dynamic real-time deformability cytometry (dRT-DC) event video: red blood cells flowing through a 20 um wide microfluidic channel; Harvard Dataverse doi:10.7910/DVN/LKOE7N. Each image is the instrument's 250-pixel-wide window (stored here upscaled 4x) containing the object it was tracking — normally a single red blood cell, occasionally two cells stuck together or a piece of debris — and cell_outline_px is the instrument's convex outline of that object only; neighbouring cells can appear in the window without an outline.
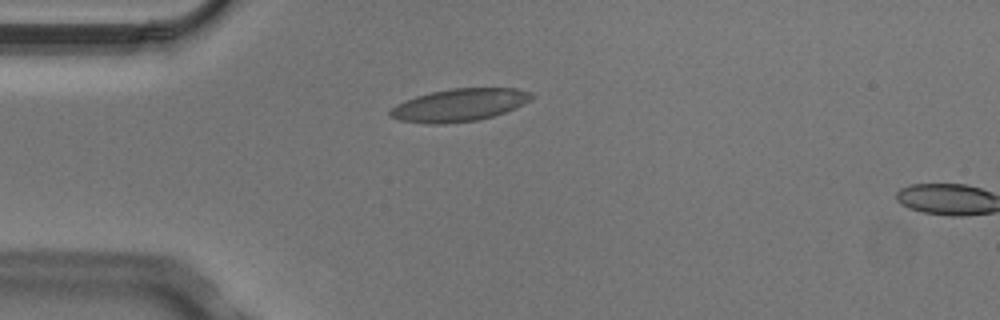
{"species": "Egyptian fruit bat (a non-hibernating species)", "species_latin": "Rousettus aegyptiacus", "temperature_condition": "cold", "stored_images_in_passage": 2, "segment_of_instrument_passage": [1, 2], "camera_frame_rate_fps": 3000, "um_per_image_px": 0.085, "animal": {"sex": "male"}, "frame": {"image": 1, "passage_image": 1, "time_ms": 0.0, "image_size_px": [1000, 320], "cell_outline_px": [[536, 96], [516, 108], [480, 120], [444, 124], [428, 124], [400, 120], [388, 116], [388, 112], [396, 104], [404, 100], [416, 96], [432, 92], [452, 88], [516, 88], [532, 92]], "centroid_in_image_um": [39.04, 8.93], "position_along_channel_um": 46.0, "area_um2": 27.05}}